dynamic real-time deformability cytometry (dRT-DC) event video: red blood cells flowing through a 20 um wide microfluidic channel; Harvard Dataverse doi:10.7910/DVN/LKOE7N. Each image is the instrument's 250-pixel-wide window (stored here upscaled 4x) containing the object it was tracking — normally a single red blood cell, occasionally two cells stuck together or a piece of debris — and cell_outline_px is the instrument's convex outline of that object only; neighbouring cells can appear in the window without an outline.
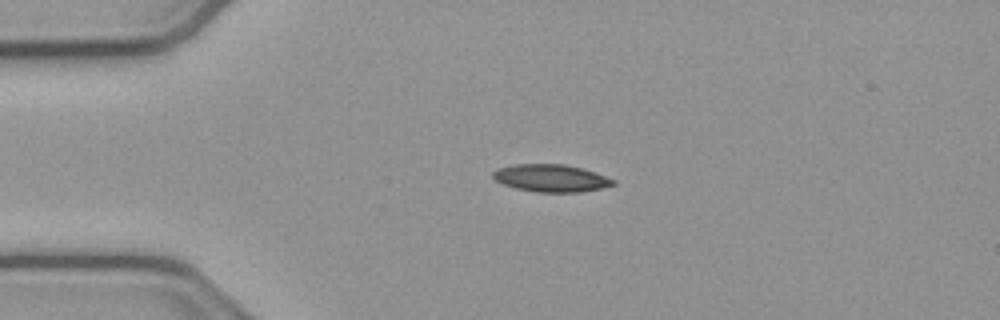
{"species": "common noctule bat (a hibernating species)", "species_latin": "Nyctalus noctula", "temperature_condition": "cold", "stored_images_in_passage": 38, "camera_frame_rate_fps": 3000, "um_per_image_px": 0.085, "animal": {"sex": "male", "body_mass_g": 23.1, "forearm_length_mm": 52.7}, "frame": {"image": 1, "passage_image": 1, "time_ms": 0.0, "image_size_px": [1000, 320], "cell_outline_px": [[616, 184], [604, 188], [580, 192], [536, 192], [516, 188], [504, 184], [496, 180], [492, 176], [492, 172], [496, 168], [512, 164], [564, 164], [596, 172], [616, 180]], "centroid_in_image_um": [46.85, 15.14], "position_along_channel_um": 38.1, "area_um2": 19.36}}
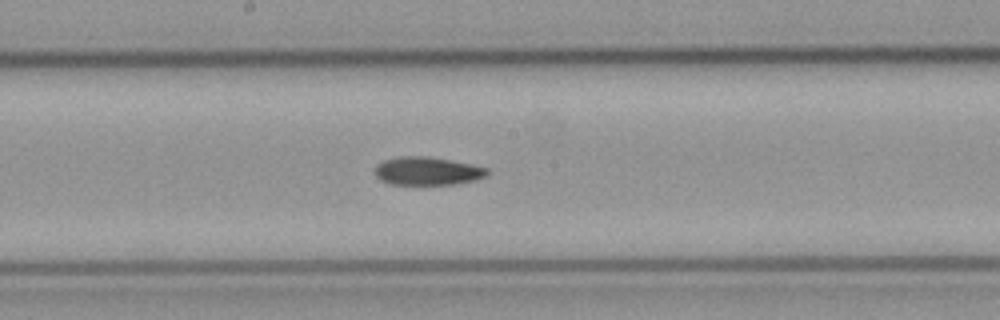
{"frame": {"image": 2, "passage_image": 17, "time_ms": 5.333, "image_size_px": [1000, 320], "cell_outline_px": [[488, 176], [476, 180], [452, 184], [392, 184], [380, 180], [372, 172], [372, 168], [376, 164], [384, 160], [400, 156], [428, 156], [452, 160], [472, 164], [488, 168]], "centroid_in_image_um": [36.3, 14.53], "position_along_channel_um": 211.9, "area_um2": 18.73}}
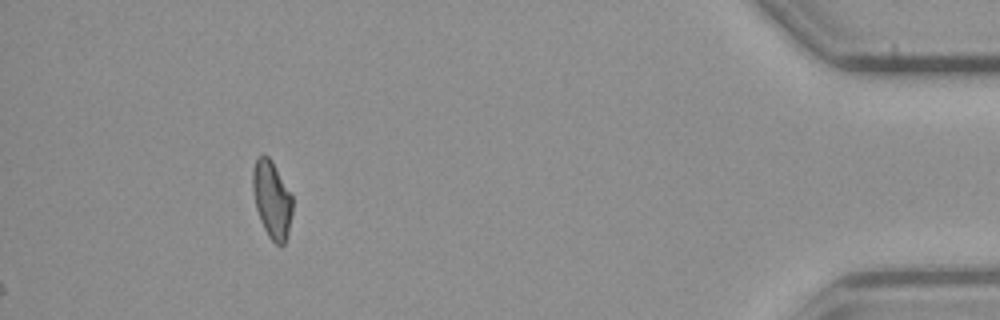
{"frame": {"image": 3, "passage_image": 38, "time_ms": 12.333, "image_size_px": [1000, 320], "cell_outline_px": [[292, 212], [288, 232], [284, 244], [276, 244], [268, 236], [260, 220], [256, 208], [252, 188], [252, 172], [256, 160], [260, 156], [268, 156], [272, 160], [292, 196]], "centroid_in_image_um": [23.1, 16.96], "position_along_channel_um": 412.1, "area_um2": 17.69}}